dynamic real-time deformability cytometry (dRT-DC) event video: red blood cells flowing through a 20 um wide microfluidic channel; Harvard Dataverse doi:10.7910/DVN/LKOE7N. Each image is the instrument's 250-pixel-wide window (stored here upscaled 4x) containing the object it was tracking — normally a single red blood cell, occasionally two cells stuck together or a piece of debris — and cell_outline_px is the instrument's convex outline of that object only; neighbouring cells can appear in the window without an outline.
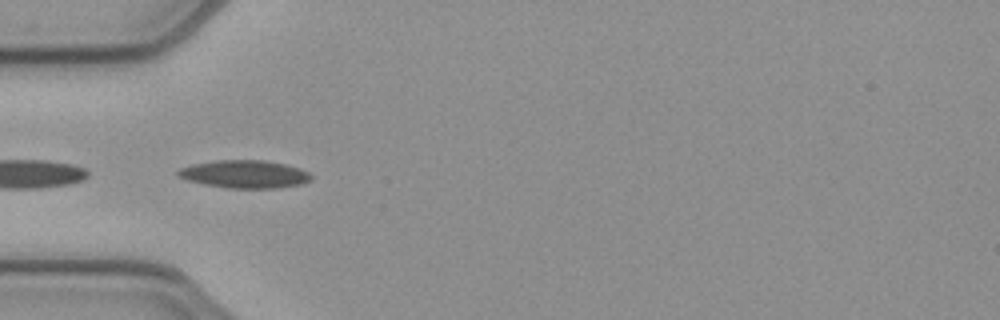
{"species": "common noctule bat (a hibernating species)", "species_latin": "Nyctalus noctula", "temperature_condition": "cold", "stored_images_in_passage": 23, "camera_frame_rate_fps": 3000, "um_per_image_px": 0.085, "animal": {"sex": "female", "body_mass_g": 21.9}, "frame": {"image": 1, "passage_image": 13, "time_ms": 4.0, "image_size_px": [1000, 320], "cell_outline_px": [[312, 180], [300, 184], [276, 188], [228, 188], [204, 184], [188, 180], [176, 176], [176, 172], [180, 168], [192, 164], [216, 160], [264, 160], [284, 164], [300, 168], [308, 172], [312, 176]], "centroid_in_image_um": [20.78, 14.8], "position_along_channel_um": 64.2, "area_um2": 21.62}}
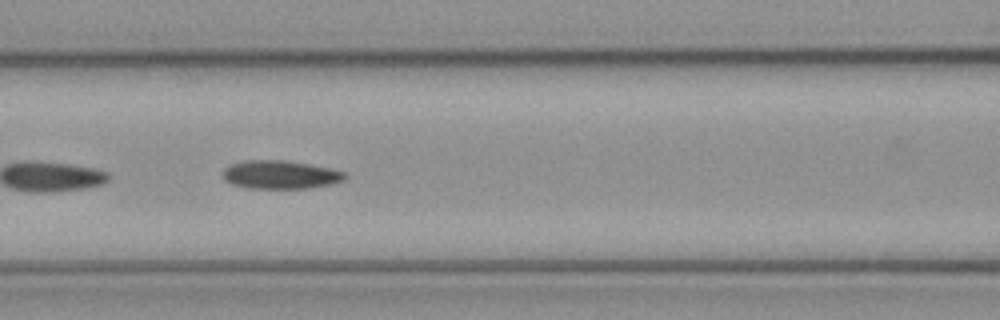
{"frame": {"image": 2, "passage_image": 19, "time_ms": 6.0, "image_size_px": [1000, 320], "cell_outline_px": [[348, 176], [344, 180], [332, 184], [308, 188], [248, 188], [232, 184], [224, 180], [220, 176], [224, 168], [232, 164], [244, 160], [284, 160], [332, 168], [344, 172]], "centroid_in_image_um": [23.81, 14.84], "position_along_channel_um": 142.8, "area_um2": 20.35}}